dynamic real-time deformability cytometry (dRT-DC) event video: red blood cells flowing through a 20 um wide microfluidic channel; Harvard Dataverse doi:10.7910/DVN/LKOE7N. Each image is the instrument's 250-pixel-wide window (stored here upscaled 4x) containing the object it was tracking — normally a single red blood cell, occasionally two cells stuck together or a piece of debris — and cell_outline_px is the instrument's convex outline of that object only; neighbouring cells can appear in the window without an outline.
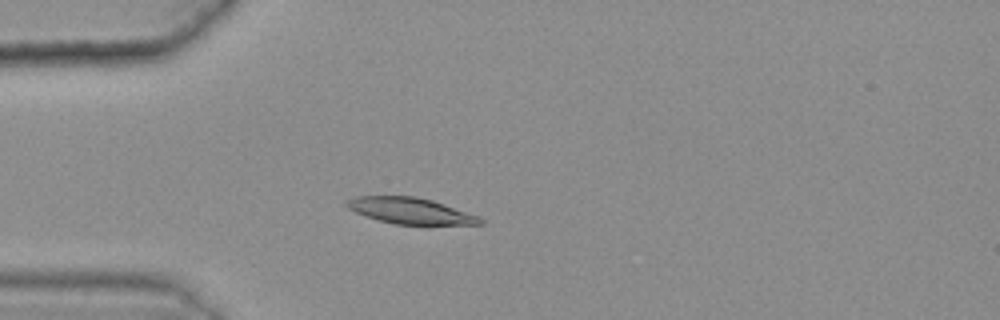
{"species": "common noctule bat (a hibernating species)", "species_latin": "Nyctalus noctula", "temperature_condition": "warm", "stored_images_in_passage": 42, "camera_frame_rate_fps": 3000, "um_per_image_px": 0.085, "animal": {"sex": "female", "body_mass_g": 25.1}, "frame": {"image": 1, "passage_image": 14, "time_ms": 4.333, "image_size_px": [1000, 320], "cell_outline_px": [[484, 224], [424, 228], [396, 224], [380, 220], [356, 212], [348, 208], [344, 204], [344, 200], [356, 196], [416, 196], [432, 200], [480, 216], [484, 220]], "centroid_in_image_um": [35.01, 17.98], "position_along_channel_um": 50.0, "area_um2": 21.44}}
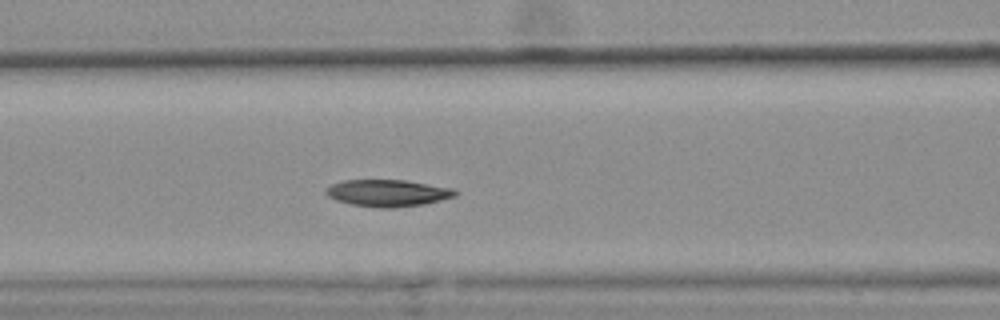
{"frame": {"image": 2, "passage_image": 22, "time_ms": 7.0, "image_size_px": [1000, 320], "cell_outline_px": [[456, 196], [424, 204], [392, 208], [376, 208], [352, 204], [336, 200], [328, 196], [324, 192], [332, 184], [344, 180], [404, 180], [456, 188]], "centroid_in_image_um": [32.98, 16.41], "position_along_channel_um": 133.6, "area_um2": 20.23}}
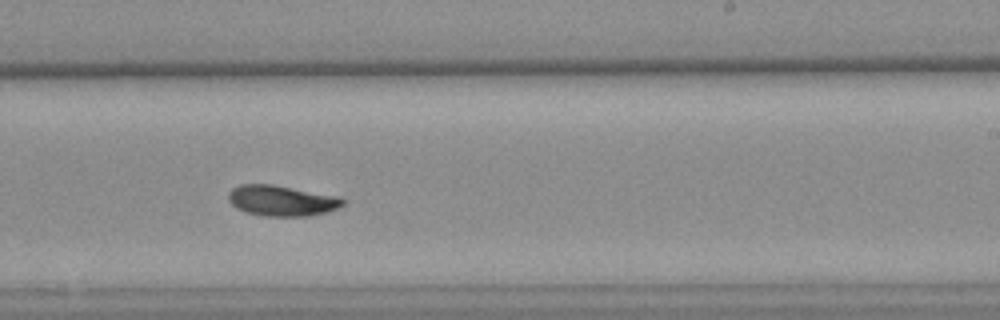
{"frame": {"image": 3, "passage_image": 33, "time_ms": 10.667, "image_size_px": [1000, 320], "cell_outline_px": [[344, 204], [328, 212], [308, 216], [264, 216], [244, 212], [236, 208], [228, 200], [228, 192], [232, 188], [240, 184], [272, 184], [340, 196], [344, 200]], "centroid_in_image_um": [23.93, 17.05], "position_along_channel_um": 265.1, "area_um2": 20.63}, "authors_computed_cell_mechanics": {"area_um2": 20.6924, "velocity_mm_per_s": 3.5928, "shape_relaxation_time_tau1_ms": 4.9075, "shape_relaxation_time_tau2_ms": null, "deformation_change_tau1": 0.1589, "deformation_change_tau2": null}}